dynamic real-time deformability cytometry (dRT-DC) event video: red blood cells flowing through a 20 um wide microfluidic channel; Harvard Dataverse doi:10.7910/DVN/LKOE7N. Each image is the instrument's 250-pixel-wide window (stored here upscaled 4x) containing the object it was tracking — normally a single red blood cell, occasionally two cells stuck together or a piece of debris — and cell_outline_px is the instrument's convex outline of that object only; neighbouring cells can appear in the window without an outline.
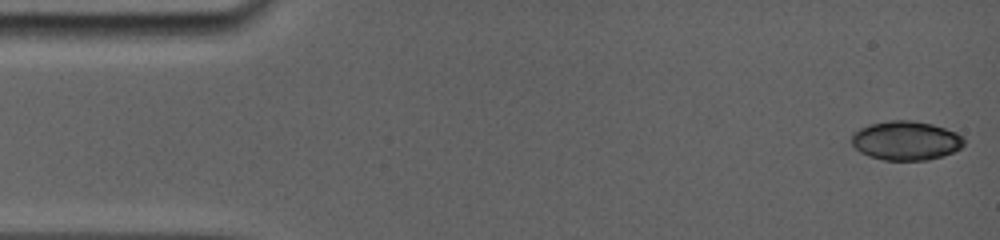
{"species": "common noctule bat (a hibernating species)", "species_latin": "Nyctalus noctula", "temperature_condition": "room temperature", "stored_images_in_passage": 5, "camera_frame_rate_fps": 5000, "um_per_image_px": 0.085, "animal": {"sex": "female", "body_mass_g": 19.0, "forearm_length_mm": 56.7}, "frame": {"image": 1, "passage_image": 1, "time_ms": 0.0, "image_size_px": [1000, 240], "cell_outline_px": [[964, 144], [960, 148], [944, 156], [928, 160], [884, 160], [868, 156], [860, 152], [852, 144], [852, 132], [868, 124], [888, 120], [912, 120], [932, 124], [956, 132], [964, 140]], "centroid_in_image_um": [76.98, 11.95], "position_along_channel_um": 8.0, "area_um2": 25.72}}
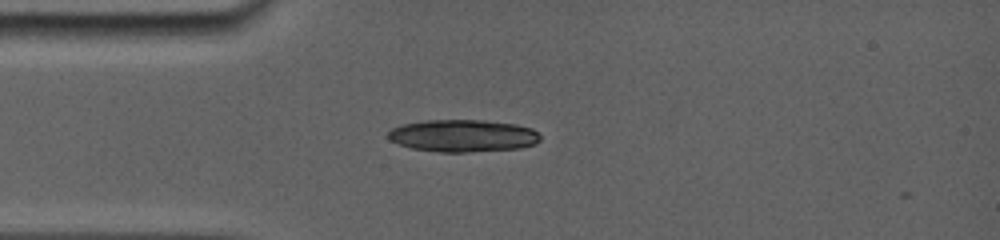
{"frame": {"image": 2, "passage_image": 4, "time_ms": 3.8, "image_size_px": [1000, 240], "cell_outline_px": [[540, 140], [536, 144], [520, 148], [468, 152], [440, 152], [412, 148], [388, 140], [388, 132], [392, 128], [404, 124], [424, 120], [484, 120], [516, 124], [532, 128], [540, 136]], "centroid_in_image_um": [39.36, 11.53], "position_along_channel_um": 45.6, "area_um2": 28.67}}